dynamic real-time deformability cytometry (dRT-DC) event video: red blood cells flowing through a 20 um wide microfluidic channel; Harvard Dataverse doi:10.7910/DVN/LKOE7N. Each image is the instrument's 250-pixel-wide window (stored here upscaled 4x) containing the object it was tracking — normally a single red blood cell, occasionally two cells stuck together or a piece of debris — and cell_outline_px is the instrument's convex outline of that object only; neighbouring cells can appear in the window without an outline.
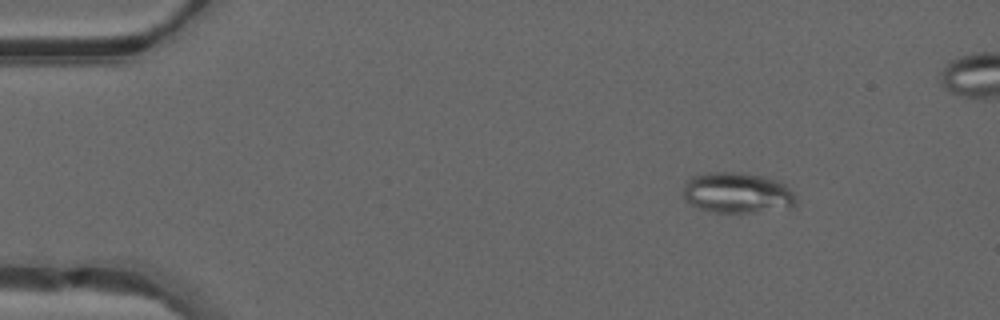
{"species": "common noctule bat (a hibernating species)", "species_latin": "Nyctalus noctula", "temperature_condition": "warm", "stored_images_in_passage": 47, "camera_frame_rate_fps": 3000, "um_per_image_px": 0.085, "animal": {"sex": "male", "forearm_length_mm": 52.5}, "frame": {"image": 1, "passage_image": 7, "time_ms": 2.0, "image_size_px": [1000, 320], "cell_outline_px": [[796, 204], [792, 208], [752, 212], [712, 212], [696, 208], [684, 200], [684, 184], [692, 176], [704, 172], [740, 172], [764, 176], [776, 180], [784, 184], [796, 196]], "centroid_in_image_um": [62.65, 16.39], "position_along_channel_um": 22.3, "area_um2": 27.05}}
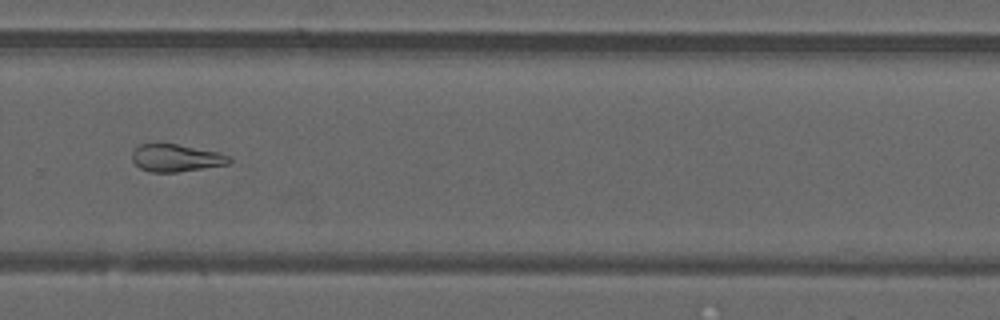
{"frame": {"image": 2, "passage_image": 34, "time_ms": 11.0, "image_size_px": [1000, 320], "cell_outline_px": [[232, 160], [228, 164], [176, 172], [148, 172], [140, 168], [132, 160], [132, 152], [140, 144], [176, 144], [216, 152], [228, 156]], "centroid_in_image_um": [14.92, 13.43], "position_along_channel_um": 314.9, "area_um2": 15.2}}
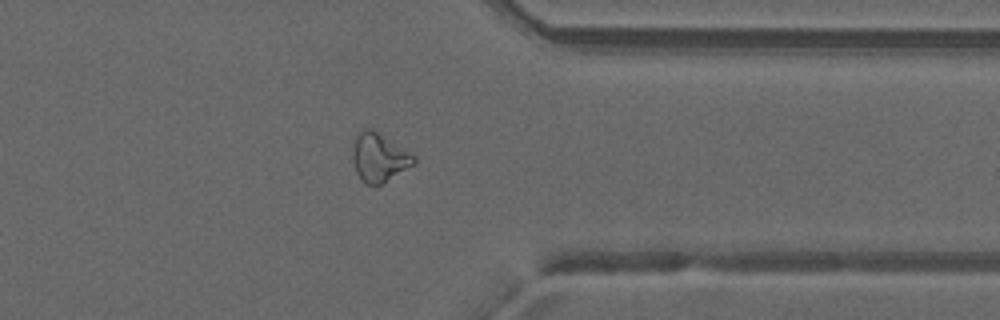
{"frame": {"image": 3, "passage_image": 39, "time_ms": 12.667, "image_size_px": [1000, 320], "cell_outline_px": [[416, 164], [380, 184], [364, 184], [356, 172], [352, 160], [352, 140], [356, 132], [360, 128], [372, 128], [416, 156]], "centroid_in_image_um": [32.18, 13.34], "position_along_channel_um": 379.2, "area_um2": 17.69}}